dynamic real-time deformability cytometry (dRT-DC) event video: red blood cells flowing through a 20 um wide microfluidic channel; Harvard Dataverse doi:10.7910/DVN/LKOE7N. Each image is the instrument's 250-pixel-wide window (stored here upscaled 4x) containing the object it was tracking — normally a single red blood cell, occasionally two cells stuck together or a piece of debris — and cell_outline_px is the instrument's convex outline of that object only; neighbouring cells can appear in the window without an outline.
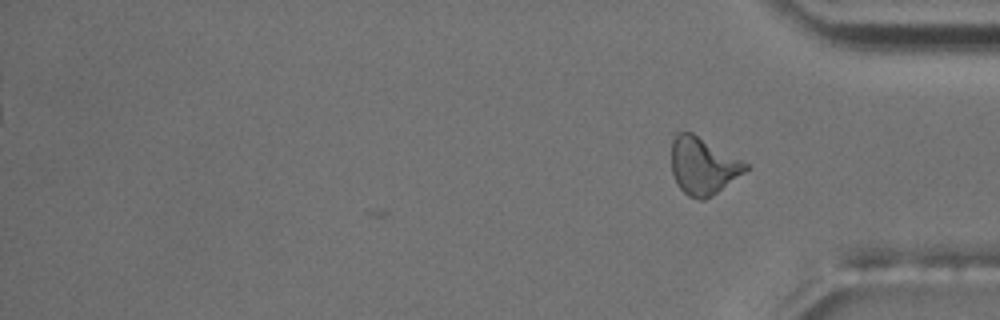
{"species": "common noctule bat (a hibernating species)", "species_latin": "Nyctalus noctula", "temperature_condition": "room temperature", "stored_images_in_passage": 40, "camera_frame_rate_fps": 3000, "um_per_image_px": 0.085, "animal": {"sex": "male", "body_mass_g": 17.5, "forearm_length_mm": 52.3}, "frame": {"image": 1, "passage_image": 40, "time_ms": 13.0, "image_size_px": [1000, 320], "cell_outline_px": [[748, 168], [744, 172], [712, 196], [704, 200], [700, 200], [688, 196], [680, 188], [672, 172], [672, 140], [680, 132], [692, 132], [748, 164]], "centroid_in_image_um": [59.74, 14.11], "position_along_channel_um": 375.5, "area_um2": 24.16}, "authors_computed_cell_mechanics": {"area_um2": 22.9177, "velocity_mm_per_s": 3.7311, "shape_relaxation_time_tau1_ms": null, "shape_relaxation_time_tau2_ms": 2.7225, "deformation_change_tau1": null, "deformation_change_tau2": 0.112}}